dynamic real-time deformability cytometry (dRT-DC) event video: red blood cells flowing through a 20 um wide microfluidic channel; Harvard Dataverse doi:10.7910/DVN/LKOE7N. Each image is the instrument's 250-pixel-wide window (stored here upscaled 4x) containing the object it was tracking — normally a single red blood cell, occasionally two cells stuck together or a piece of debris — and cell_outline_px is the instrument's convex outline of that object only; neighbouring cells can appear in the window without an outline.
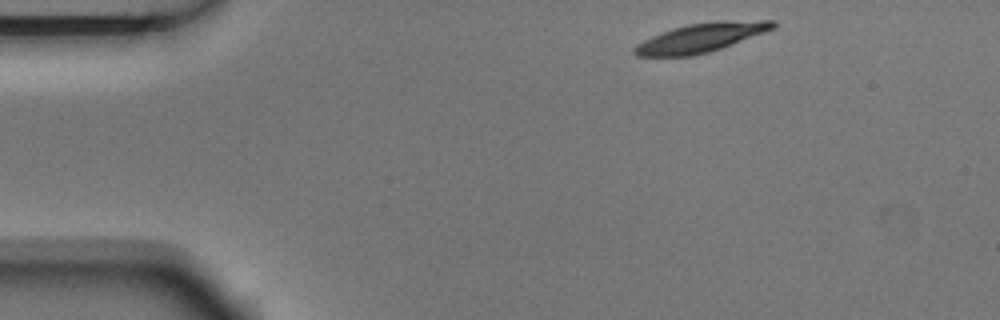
{"species": "Egyptian fruit bat (a non-hibernating species)", "species_latin": "Rousettus aegyptiacus", "temperature_condition": "room temperature", "stored_images_in_passage": 2, "camera_frame_rate_fps": 3000, "um_per_image_px": 0.085, "animal": {"sex": "male"}, "frame": {"image": 1, "passage_image": 1, "time_ms": 0.0, "image_size_px": [1000, 320], "cell_outline_px": [[776, 28], [720, 48], [708, 52], [692, 56], [636, 56], [632, 52], [632, 48], [636, 44], [652, 36], [672, 28], [688, 24], [716, 20], [776, 20]], "centroid_in_image_um": [59.58, 3.19], "position_along_channel_um": 25.4, "area_um2": 23.47}}